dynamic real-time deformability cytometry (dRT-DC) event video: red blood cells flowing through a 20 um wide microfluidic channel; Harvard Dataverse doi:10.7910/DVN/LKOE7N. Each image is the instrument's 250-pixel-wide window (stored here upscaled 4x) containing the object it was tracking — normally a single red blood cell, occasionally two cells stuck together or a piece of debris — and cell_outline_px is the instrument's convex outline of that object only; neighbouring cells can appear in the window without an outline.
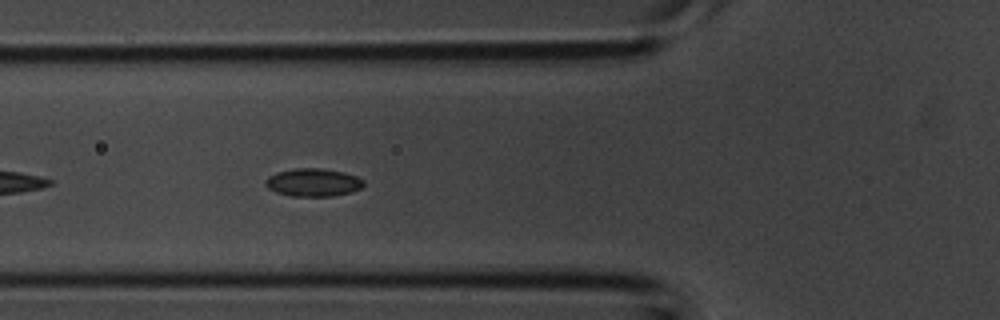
{"species": "common noctule bat (a hibernating species)", "species_latin": "Nyctalus noctula", "temperature_condition": "room temperature", "stored_images_in_passage": 34, "camera_frame_rate_fps": 3000, "um_per_image_px": 0.085, "animal": {"sex": "male", "body_mass_g": 20.1, "forearm_length_mm": 53.5}, "frame": {"image": 1, "passage_image": 6, "time_ms": 1.667, "image_size_px": [1000, 320], "cell_outline_px": [[364, 184], [360, 188], [352, 192], [332, 196], [292, 196], [276, 192], [268, 188], [264, 184], [264, 180], [268, 176], [276, 172], [296, 168], [324, 168], [344, 172], [356, 176], [364, 180]], "centroid_in_image_um": [26.6, 15.5], "position_along_channel_um": 99.2, "area_um2": 16.13}}
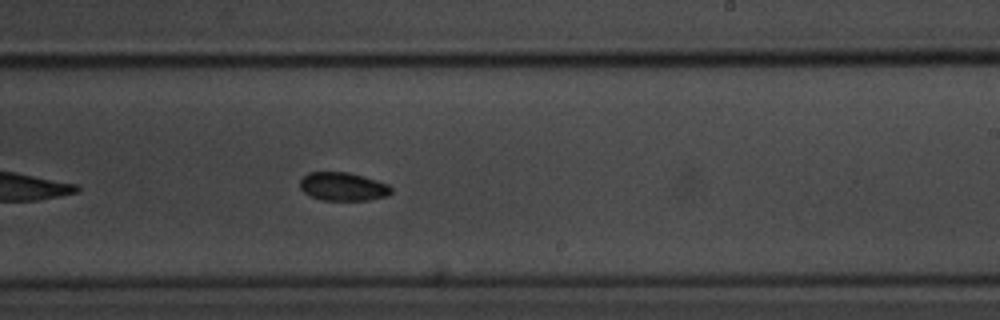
{"frame": {"image": 2, "passage_image": 16, "time_ms": 5.0, "image_size_px": [1000, 320], "cell_outline_px": [[392, 192], [388, 196], [368, 200], [320, 200], [304, 192], [300, 188], [300, 180], [308, 172], [348, 172], [364, 176], [388, 184], [392, 188]], "centroid_in_image_um": [29.17, 15.86], "position_along_channel_um": 259.8, "area_um2": 15.14}}
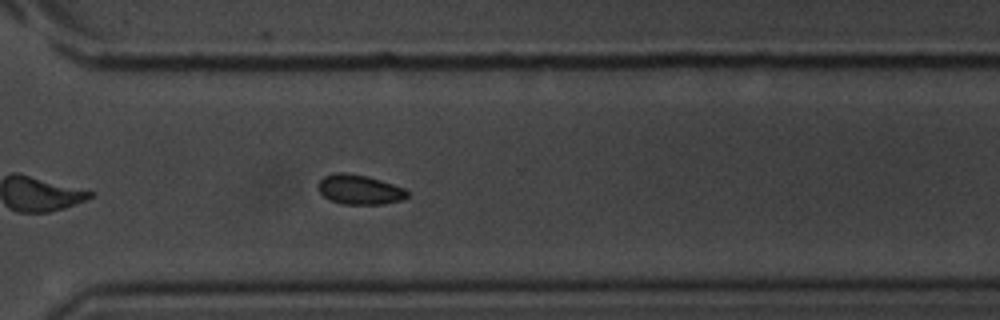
{"frame": {"image": 3, "passage_image": 21, "time_ms": 6.667, "image_size_px": [1000, 320], "cell_outline_px": [[408, 196], [404, 200], [384, 204], [344, 204], [332, 200], [324, 196], [316, 188], [316, 184], [324, 176], [336, 172], [344, 172], [368, 176], [404, 188], [408, 192]], "centroid_in_image_um": [30.55, 16.11], "position_along_channel_um": 340.1, "area_um2": 15.49}}